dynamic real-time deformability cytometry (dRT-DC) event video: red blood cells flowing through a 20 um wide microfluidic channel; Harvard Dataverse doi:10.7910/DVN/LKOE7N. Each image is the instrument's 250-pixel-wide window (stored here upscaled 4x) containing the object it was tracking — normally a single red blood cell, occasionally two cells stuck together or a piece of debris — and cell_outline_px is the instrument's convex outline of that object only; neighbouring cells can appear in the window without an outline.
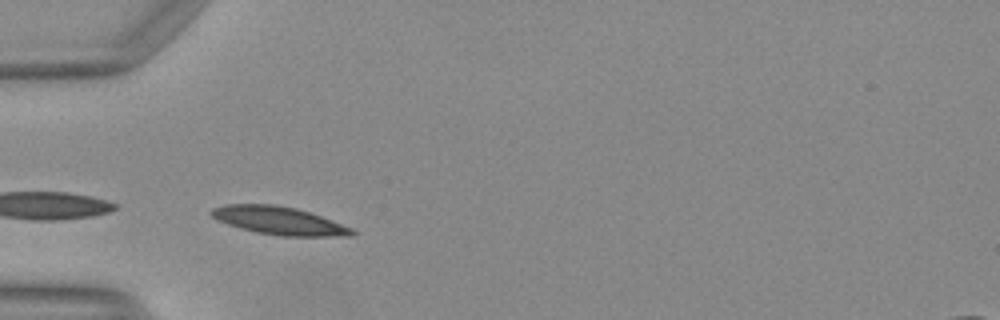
{"species": "Egyptian fruit bat (a non-hibernating species)", "species_latin": "Rousettus aegyptiacus", "temperature_condition": "warm", "stored_images_in_passage": 6, "camera_frame_rate_fps": 3000, "um_per_image_px": 0.085, "animal": {"sex": "female"}, "frame": {"image": 1, "passage_image": 1, "time_ms": 0.0, "image_size_px": [1000, 320], "cell_outline_px": [[356, 232], [352, 236], [280, 236], [256, 232], [240, 228], [216, 220], [208, 216], [208, 212], [212, 208], [224, 204], [272, 204], [296, 208], [320, 216], [352, 228]], "centroid_in_image_um": [23.64, 18.75], "position_along_channel_um": 61.4, "area_um2": 23.0}}